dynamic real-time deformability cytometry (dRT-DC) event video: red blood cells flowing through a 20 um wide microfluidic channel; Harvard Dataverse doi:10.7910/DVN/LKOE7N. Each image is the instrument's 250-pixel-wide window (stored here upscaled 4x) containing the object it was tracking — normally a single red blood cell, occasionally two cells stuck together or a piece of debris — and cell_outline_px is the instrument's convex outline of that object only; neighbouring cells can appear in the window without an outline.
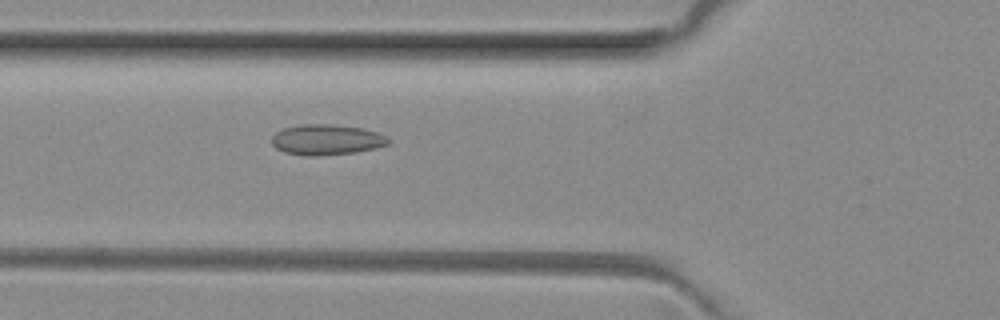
{"species": "common noctule bat (a hibernating species)", "species_latin": "Nyctalus noctula", "temperature_condition": "room temperature", "stored_images_in_passage": 44, "camera_frame_rate_fps": 3000, "um_per_image_px": 0.085, "animal": {"sex": "female", "body_mass_g": 29.2, "forearm_length_mm": 56.3}, "frame": {"image": 1, "passage_image": 12, "time_ms": 3.667, "image_size_px": [1000, 320], "cell_outline_px": [[392, 140], [388, 144], [376, 148], [356, 152], [320, 156], [304, 156], [284, 152], [276, 148], [272, 144], [272, 136], [276, 132], [284, 128], [304, 124], [328, 124], [364, 128], [388, 136]], "centroid_in_image_um": [27.78, 11.88], "position_along_channel_um": 98.0, "area_um2": 20.92}}
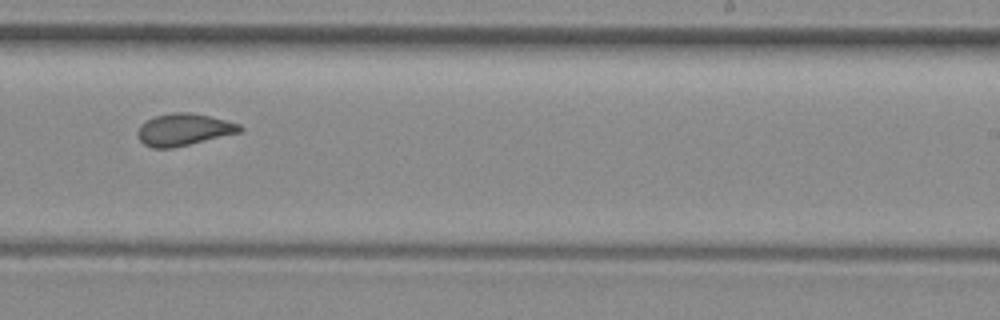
{"frame": {"image": 2, "passage_image": 25, "time_ms": 8.0, "image_size_px": [1000, 320], "cell_outline_px": [[244, 128], [240, 132], [172, 148], [152, 148], [144, 144], [140, 140], [136, 132], [140, 124], [156, 116], [172, 112], [192, 112], [240, 124]], "centroid_in_image_um": [15.59, 11.01], "position_along_channel_um": 273.4, "area_um2": 18.9}}
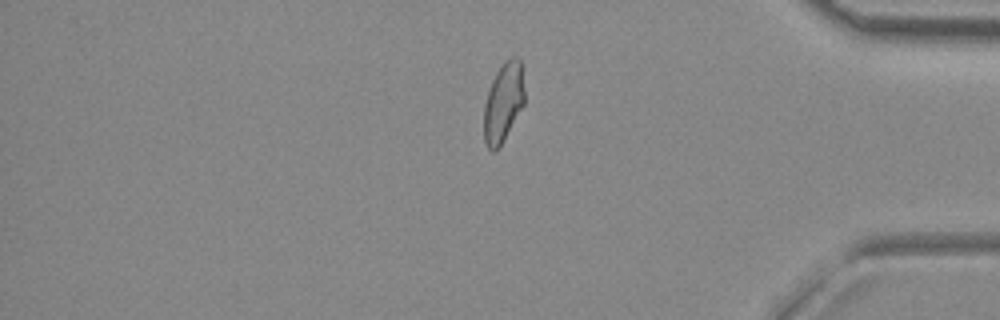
{"frame": {"image": 3, "passage_image": 36, "time_ms": 11.667, "image_size_px": [1000, 320], "cell_outline_px": [[524, 104], [500, 144], [492, 152], [488, 148], [484, 140], [484, 104], [492, 80], [496, 72], [504, 60], [512, 56], [516, 56], [520, 60], [524, 92]], "centroid_in_image_um": [42.77, 8.65], "position_along_channel_um": 392.4, "area_um2": 18.38}, "authors_computed_cell_mechanics": {"area_um2": 19.3341, "velocity_mm_per_s": 4.0441, "shape_relaxation_time_tau1_ms": null, "shape_relaxation_time_tau2_ms": 1.2087, "deformation_change_tau1": null, "deformation_change_tau2": 0.074}}